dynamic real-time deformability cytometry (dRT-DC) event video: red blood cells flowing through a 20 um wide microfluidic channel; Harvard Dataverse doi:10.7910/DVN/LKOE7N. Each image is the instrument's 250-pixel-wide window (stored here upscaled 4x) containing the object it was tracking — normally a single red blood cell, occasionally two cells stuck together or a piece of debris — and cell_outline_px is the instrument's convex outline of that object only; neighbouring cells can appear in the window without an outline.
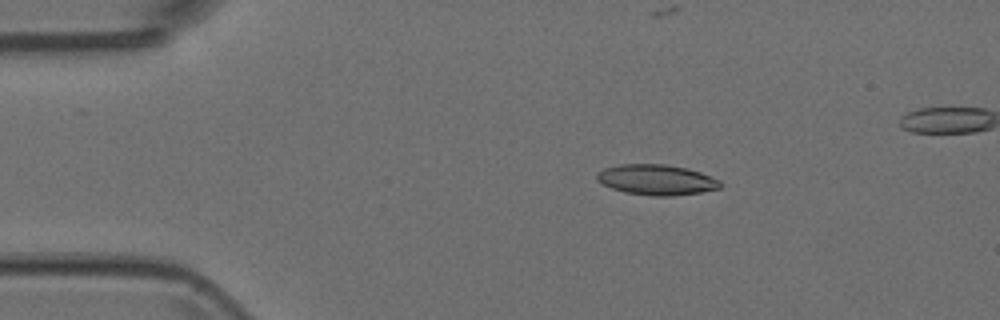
{"species": "Egyptian fruit bat (a non-hibernating species)", "species_latin": "Rousettus aegyptiacus", "temperature_condition": "room temperature", "stored_images_in_passage": 6, "camera_frame_rate_fps": 3000, "um_per_image_px": 0.085, "animal": {"sex": "female"}, "frame": {"image": 1, "passage_image": 2, "time_ms": 0.333, "image_size_px": [1000, 320], "cell_outline_px": [[720, 188], [700, 192], [672, 196], [652, 196], [624, 192], [600, 184], [596, 180], [596, 172], [604, 168], [620, 164], [664, 164], [688, 168], [700, 172], [720, 180]], "centroid_in_image_um": [55.75, 15.28], "position_along_channel_um": 29.2, "area_um2": 22.02}}
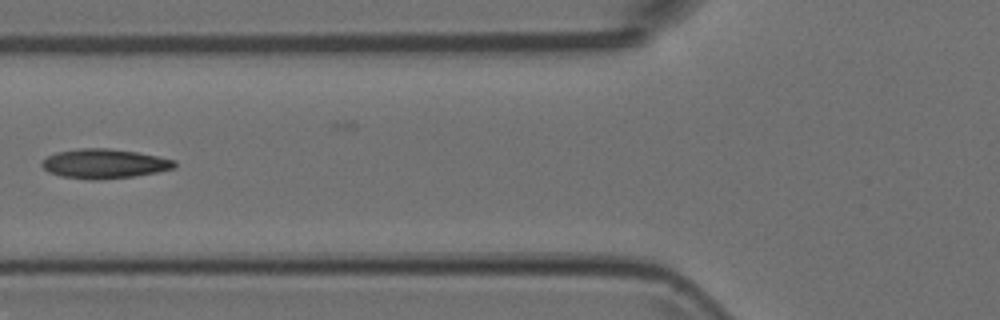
{"frame": {"image": 2, "passage_image": 5, "time_ms": 1.333, "image_size_px": [1000, 320], "cell_outline_px": [[176, 168], [136, 176], [96, 180], [88, 180], [60, 176], [48, 172], [40, 164], [48, 156], [56, 152], [80, 148], [108, 148], [136, 152], [160, 156], [176, 160]], "centroid_in_image_um": [8.89, 13.92], "position_along_channel_um": 116.9, "area_um2": 22.95}}
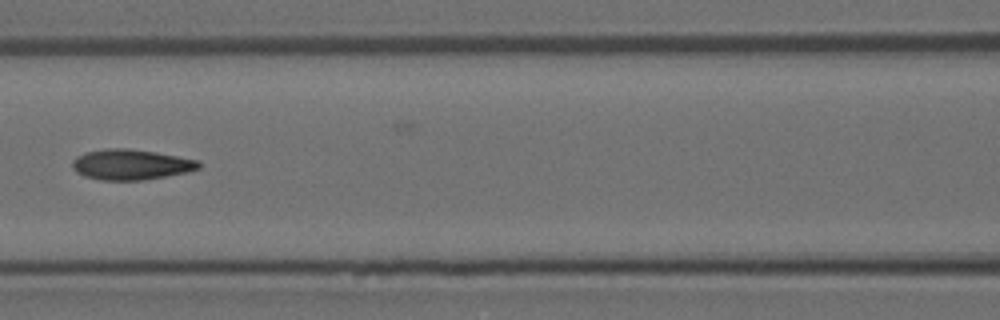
{"frame": {"image": 3, "passage_image": 6, "time_ms": 1.667, "image_size_px": [1000, 320], "cell_outline_px": [[200, 168], [184, 172], [144, 180], [100, 180], [84, 176], [76, 172], [72, 168], [72, 160], [76, 156], [84, 152], [108, 148], [128, 148], [156, 152], [200, 160]], "centroid_in_image_um": [11.09, 13.97], "position_along_channel_um": 155.5, "area_um2": 22.48}}